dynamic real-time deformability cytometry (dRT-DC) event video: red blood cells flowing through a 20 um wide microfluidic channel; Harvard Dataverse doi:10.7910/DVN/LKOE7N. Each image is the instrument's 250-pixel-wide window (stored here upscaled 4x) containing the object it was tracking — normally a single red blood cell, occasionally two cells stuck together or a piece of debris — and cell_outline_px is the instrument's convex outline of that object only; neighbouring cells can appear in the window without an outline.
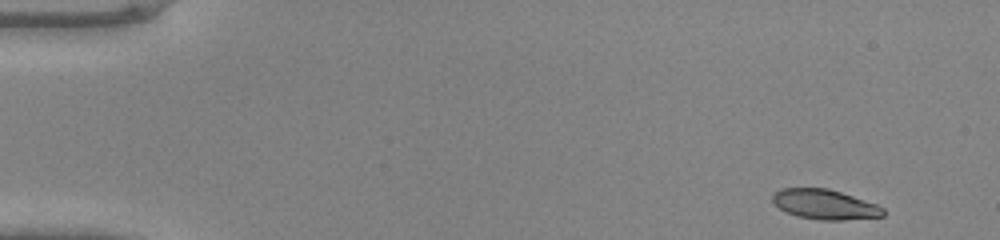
{"species": "common noctule bat (a hibernating species)", "species_latin": "Nyctalus noctula", "temperature_condition": "warm", "stored_images_in_passage": 45, "camera_frame_rate_fps": 3000, "um_per_image_px": 0.085, "animal": {"sex": "male", "body_mass_g": 20.0, "forearm_length_mm": 53.3}, "frame": {"image": 1, "passage_image": 1, "time_ms": 0.0, "image_size_px": [1000, 240], "cell_outline_px": [[884, 216], [840, 220], [820, 220], [796, 216], [780, 208], [772, 200], [772, 196], [780, 188], [828, 188], [876, 204], [884, 208]], "centroid_in_image_um": [70.1, 17.37], "position_along_channel_um": 14.9, "area_um2": 19.02}}
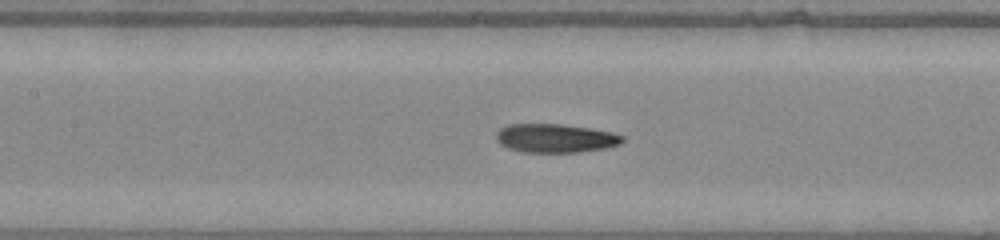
{"frame": {"image": 2, "passage_image": 20, "time_ms": 6.333, "image_size_px": [1000, 240], "cell_outline_px": [[624, 140], [620, 144], [604, 148], [580, 152], [520, 152], [508, 148], [500, 144], [496, 140], [496, 132], [500, 128], [508, 124], [564, 124], [612, 132], [624, 136]], "centroid_in_image_um": [47.18, 11.74], "position_along_channel_um": 160.2, "area_um2": 21.21}}
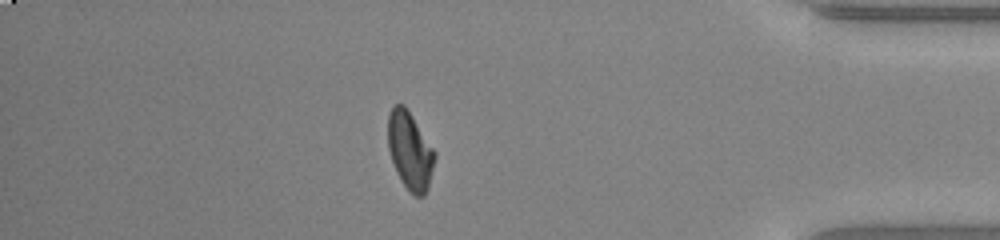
{"frame": {"image": 3, "passage_image": 39, "time_ms": 12.667, "image_size_px": [1000, 240], "cell_outline_px": [[436, 156], [428, 188], [424, 196], [412, 196], [408, 192], [400, 180], [396, 172], [388, 148], [388, 112], [396, 104], [404, 104], [436, 152]], "centroid_in_image_um": [34.85, 12.84], "position_along_channel_um": 400.4, "area_um2": 21.33}}